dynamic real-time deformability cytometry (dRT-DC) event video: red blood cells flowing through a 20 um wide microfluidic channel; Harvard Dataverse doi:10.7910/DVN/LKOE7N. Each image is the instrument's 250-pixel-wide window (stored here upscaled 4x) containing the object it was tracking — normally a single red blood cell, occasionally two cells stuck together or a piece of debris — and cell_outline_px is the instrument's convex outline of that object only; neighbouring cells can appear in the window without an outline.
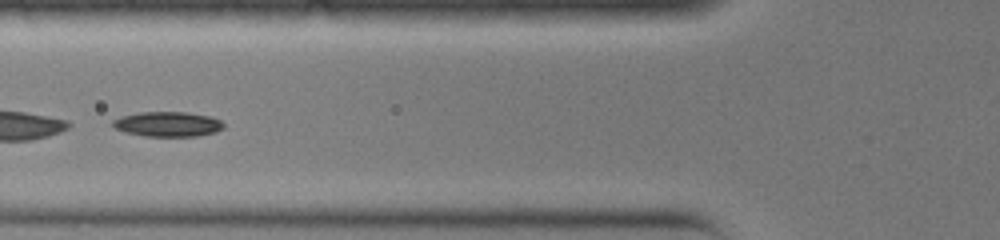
{"species": "common noctule bat (a hibernating species)", "species_latin": "Nyctalus noctula", "temperature_condition": "warm", "stored_images_in_passage": 33, "camera_frame_rate_fps": 3000, "um_per_image_px": 0.085, "animal": {"sex": "female", "body_mass_g": 19.0, "forearm_length_mm": 51.5}, "frame": {"image": 1, "passage_image": 14, "time_ms": 4.333, "image_size_px": [1000, 240], "cell_outline_px": [[224, 128], [216, 132], [196, 136], [144, 136], [124, 132], [116, 128], [112, 124], [112, 120], [120, 116], [140, 112], [188, 112], [212, 116], [220, 120], [224, 124]], "centroid_in_image_um": [14.27, 10.54], "position_along_channel_um": 111.5, "area_um2": 16.24}}
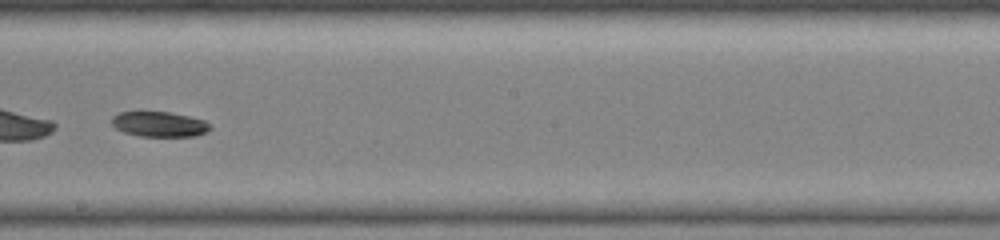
{"frame": {"image": 2, "passage_image": 21, "time_ms": 6.667, "image_size_px": [1000, 240], "cell_outline_px": [[212, 128], [208, 132], [196, 136], [140, 136], [124, 132], [116, 128], [112, 124], [112, 116], [120, 112], [140, 108], [168, 112], [188, 116], [204, 120]], "centroid_in_image_um": [13.49, 10.51], "position_along_channel_um": 234.7, "area_um2": 15.03}}